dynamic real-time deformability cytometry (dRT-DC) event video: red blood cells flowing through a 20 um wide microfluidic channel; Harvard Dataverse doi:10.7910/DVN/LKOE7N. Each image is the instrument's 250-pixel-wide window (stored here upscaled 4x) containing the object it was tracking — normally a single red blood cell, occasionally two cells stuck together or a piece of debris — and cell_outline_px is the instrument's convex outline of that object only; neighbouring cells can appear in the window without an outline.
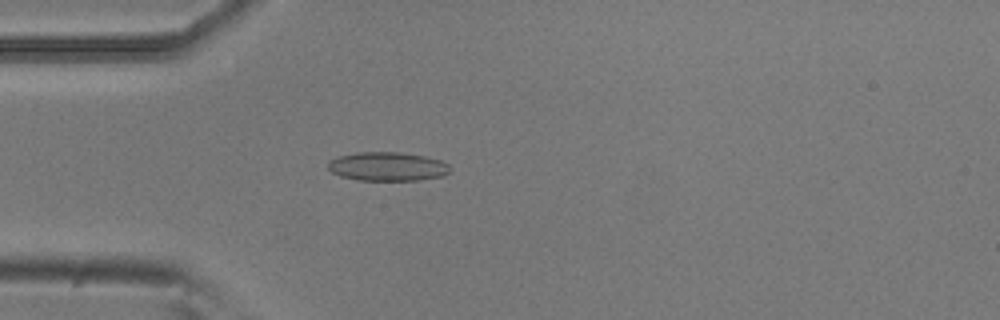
{"species": "common noctule bat (a hibernating species)", "species_latin": "Nyctalus noctula", "temperature_condition": "room temperature", "stored_images_in_passage": 33, "camera_frame_rate_fps": 3000, "um_per_image_px": 0.085, "animal": {"sex": "male", "body_mass_g": 20.5, "forearm_length_mm": 52.5}, "frame": {"image": 1, "passage_image": 4, "time_ms": 1.0, "image_size_px": [1000, 320], "cell_outline_px": [[448, 172], [444, 176], [420, 180], [356, 180], [340, 176], [332, 172], [328, 168], [328, 160], [340, 156], [356, 152], [400, 152], [424, 156], [440, 160], [448, 164]], "centroid_in_image_um": [32.91, 14.15], "position_along_channel_um": 52.1, "area_um2": 20.52}}
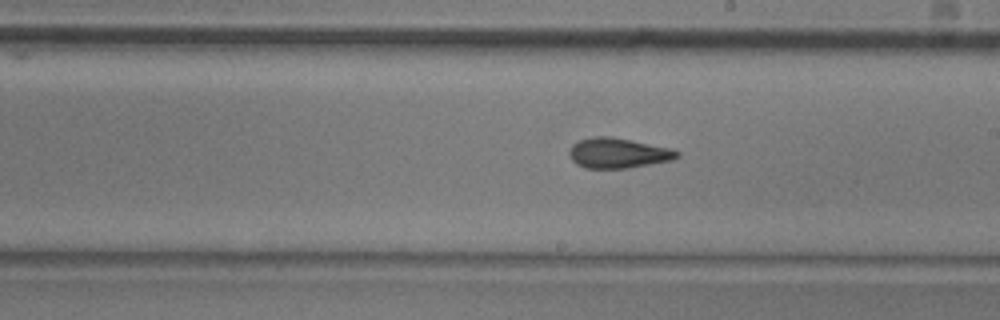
{"frame": {"image": 2, "passage_image": 19, "time_ms": 6.0, "image_size_px": [1000, 320], "cell_outline_px": [[680, 156], [672, 160], [628, 168], [584, 168], [576, 164], [572, 160], [568, 152], [572, 144], [580, 140], [596, 136], [612, 136], [672, 148], [680, 152]], "centroid_in_image_um": [52.55, 13.01], "position_along_channel_um": 236.5, "area_um2": 19.07}}
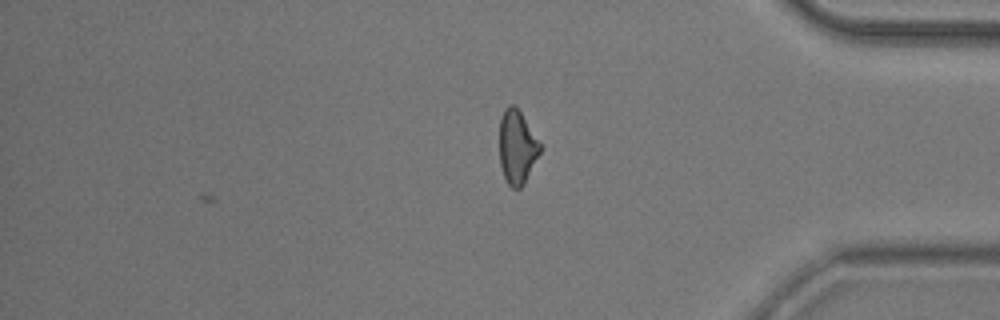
{"frame": {"image": 3, "passage_image": 33, "time_ms": 10.667, "image_size_px": [1000, 320], "cell_outline_px": [[540, 152], [524, 184], [520, 188], [512, 188], [508, 184], [504, 176], [500, 164], [500, 116], [504, 108], [508, 104], [516, 104], [540, 144]], "centroid_in_image_um": [43.93, 12.46], "position_along_channel_um": 391.3, "area_um2": 17.34}, "authors_computed_cell_mechanics": {"area_um2": 18.6116, "velocity_mm_per_s": 3.8118, "shape_relaxation_time_tau1_ms": null, "shape_relaxation_time_tau2_ms": 1.5346, "deformation_change_tau1": null, "deformation_change_tau2": 0.0731}}